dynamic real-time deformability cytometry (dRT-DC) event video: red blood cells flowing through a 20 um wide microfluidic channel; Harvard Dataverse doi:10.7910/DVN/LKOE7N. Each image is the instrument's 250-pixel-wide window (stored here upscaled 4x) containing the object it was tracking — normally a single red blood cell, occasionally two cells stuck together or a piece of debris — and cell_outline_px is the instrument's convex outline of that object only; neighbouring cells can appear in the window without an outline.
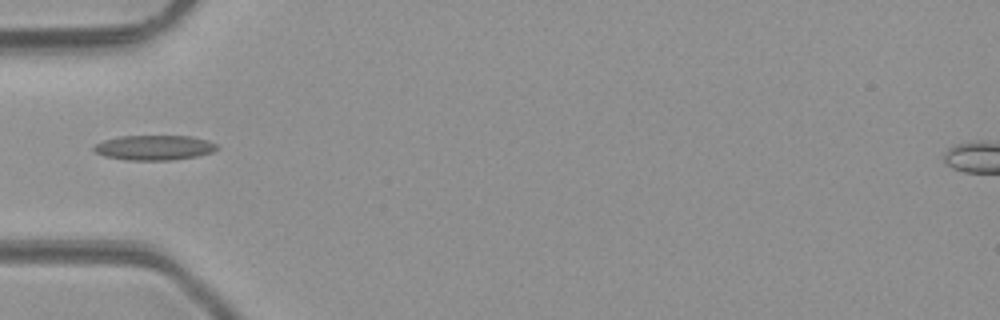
{"species": "common noctule bat (a hibernating species)", "species_latin": "Nyctalus noctula", "temperature_condition": "room temperature", "stored_images_in_passage": 3, "camera_frame_rate_fps": 3000, "um_per_image_px": 0.085, "animal": {"sex": "male", "body_mass_g": 23.1, "forearm_length_mm": 52.7}, "frame": {"image": 1, "passage_image": 1, "time_ms": 0.0, "image_size_px": [1000, 320], "cell_outline_px": [[220, 148], [212, 152], [196, 156], [172, 160], [124, 160], [104, 156], [96, 152], [92, 148], [96, 144], [104, 140], [120, 136], [192, 136], [208, 140], [216, 144]], "centroid_in_image_um": [13.12, 12.55], "position_along_channel_um": 71.9, "area_um2": 17.92}}
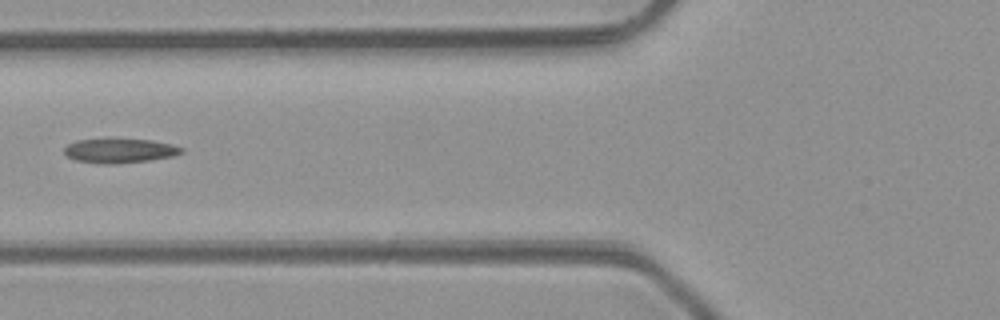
{"frame": {"image": 2, "passage_image": 2, "time_ms": 1.0, "image_size_px": [1000, 320], "cell_outline_px": [[184, 152], [172, 156], [148, 160], [116, 164], [96, 164], [76, 160], [68, 156], [64, 152], [64, 148], [68, 144], [76, 140], [152, 140], [184, 148]], "centroid_in_image_um": [10.15, 12.83], "position_along_channel_um": 115.6, "area_um2": 16.3}}
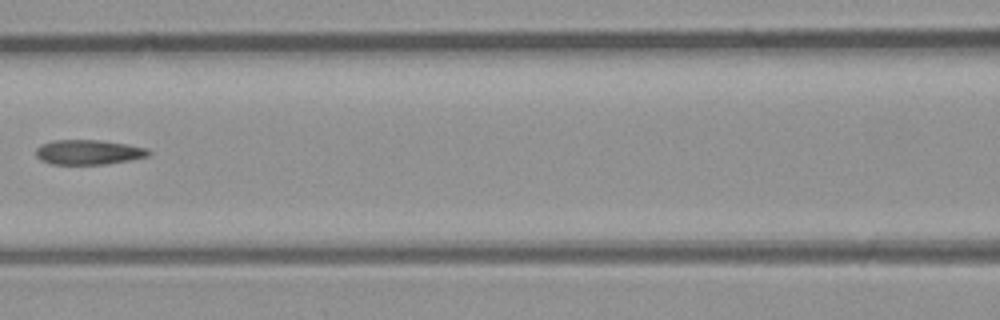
{"frame": {"image": 3, "passage_image": 3, "time_ms": 2.0, "image_size_px": [1000, 320], "cell_outline_px": [[152, 152], [148, 156], [108, 164], [52, 164], [40, 160], [36, 156], [36, 148], [40, 144], [52, 140], [100, 140], [128, 144], [148, 148]], "centroid_in_image_um": [7.52, 12.93], "position_along_channel_um": 159.1, "area_um2": 16.42}}